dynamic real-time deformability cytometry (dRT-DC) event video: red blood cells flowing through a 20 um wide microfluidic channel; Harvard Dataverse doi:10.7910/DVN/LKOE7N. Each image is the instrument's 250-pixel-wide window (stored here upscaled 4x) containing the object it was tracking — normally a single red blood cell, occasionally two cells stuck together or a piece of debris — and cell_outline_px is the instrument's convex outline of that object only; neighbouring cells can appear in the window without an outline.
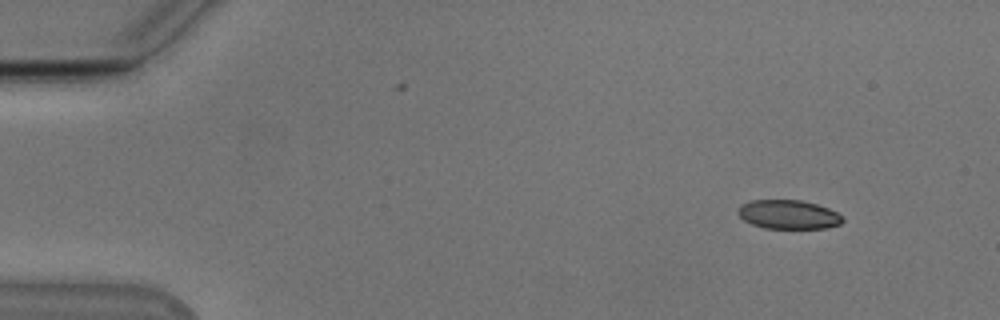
{"species": "Egyptian fruit bat (a non-hibernating species)", "species_latin": "Rousettus aegyptiacus", "temperature_condition": "cold", "stored_images_in_passage": 49, "camera_frame_rate_fps": 3000, "um_per_image_px": 0.085, "animal": {"sex": "male"}, "frame": {"image": 1, "passage_image": 1, "time_ms": 0.0, "image_size_px": [1000, 320], "cell_outline_px": [[844, 220], [840, 224], [828, 228], [764, 228], [752, 224], [744, 220], [736, 212], [740, 204], [752, 200], [800, 200], [816, 204], [828, 208], [836, 212]], "centroid_in_image_um": [66.99, 18.23], "position_along_channel_um": 18.0, "area_um2": 17.63}}
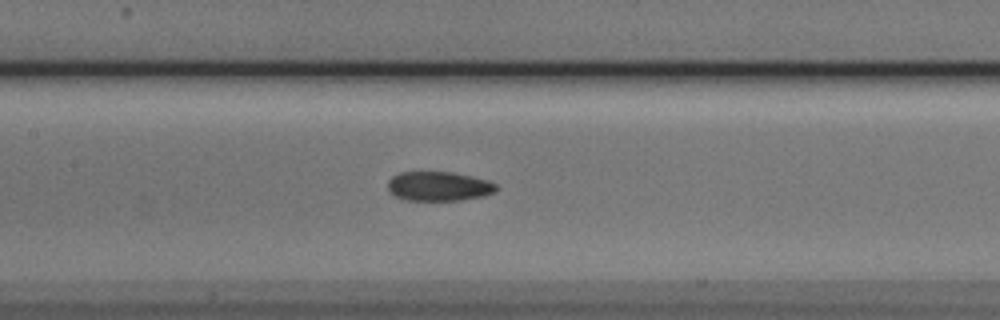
{"frame": {"image": 2, "passage_image": 21, "time_ms": 6.667, "image_size_px": [1000, 320], "cell_outline_px": [[496, 192], [484, 196], [460, 200], [404, 200], [388, 192], [388, 180], [392, 176], [400, 172], [452, 172], [472, 176], [488, 180], [496, 184]], "centroid_in_image_um": [37.28, 15.83], "position_along_channel_um": 170.1, "area_um2": 18.67}}
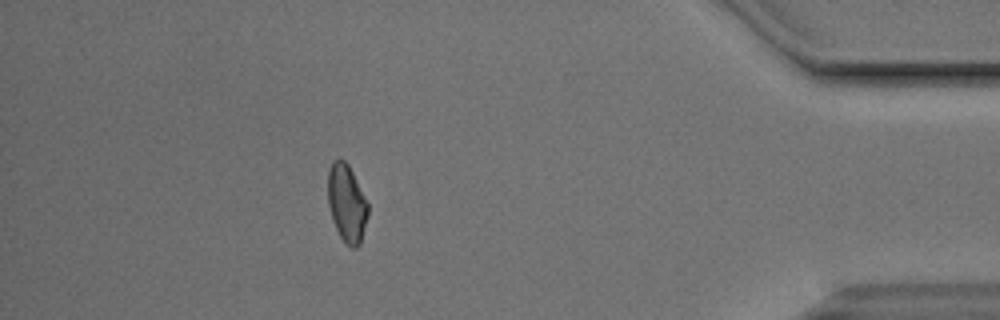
{"frame": {"image": 3, "passage_image": 43, "time_ms": 14.0, "image_size_px": [1000, 320], "cell_outline_px": [[368, 216], [360, 244], [356, 248], [352, 248], [340, 236], [332, 220], [328, 204], [328, 168], [332, 160], [344, 160], [348, 164], [368, 204]], "centroid_in_image_um": [29.46, 17.27], "position_along_channel_um": 405.7, "area_um2": 17.98}, "authors_computed_cell_mechanics": {"area_um2": 18.8428, "velocity_mm_per_s": 3.8477, "shape_relaxation_time_tau1_ms": 4.9935, "shape_relaxation_time_tau2_ms": 3.0383, "deformation_change_tau1": 0.1247, "deformation_change_tau2": 0.073}}